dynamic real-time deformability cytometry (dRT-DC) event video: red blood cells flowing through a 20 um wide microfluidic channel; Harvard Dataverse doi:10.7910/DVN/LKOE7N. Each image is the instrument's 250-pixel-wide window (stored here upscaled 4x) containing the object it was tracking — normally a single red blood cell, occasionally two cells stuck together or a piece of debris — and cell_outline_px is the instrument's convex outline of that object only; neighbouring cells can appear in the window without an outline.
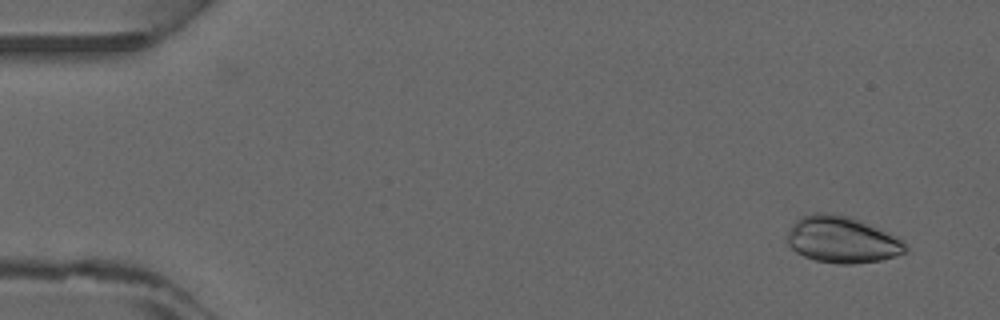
{"species": "common noctule bat (a hibernating species)", "species_latin": "Nyctalus noctula", "temperature_condition": "warm", "stored_images_in_passage": 3, "camera_frame_rate_fps": 3000, "um_per_image_px": 0.085, "animal": {"sex": "male", "forearm_length_mm": 52.5}, "frame": {"image": 1, "passage_image": 1, "time_ms": 0.0, "image_size_px": [1000, 320], "cell_outline_px": [[908, 248], [904, 252], [880, 260], [852, 264], [840, 264], [816, 260], [804, 256], [796, 252], [788, 244], [788, 232], [796, 220], [804, 216], [816, 212], [828, 212], [848, 216], [896, 236], [904, 240]], "centroid_in_image_um": [71.56, 20.37], "position_along_channel_um": 13.4, "area_um2": 31.62}}